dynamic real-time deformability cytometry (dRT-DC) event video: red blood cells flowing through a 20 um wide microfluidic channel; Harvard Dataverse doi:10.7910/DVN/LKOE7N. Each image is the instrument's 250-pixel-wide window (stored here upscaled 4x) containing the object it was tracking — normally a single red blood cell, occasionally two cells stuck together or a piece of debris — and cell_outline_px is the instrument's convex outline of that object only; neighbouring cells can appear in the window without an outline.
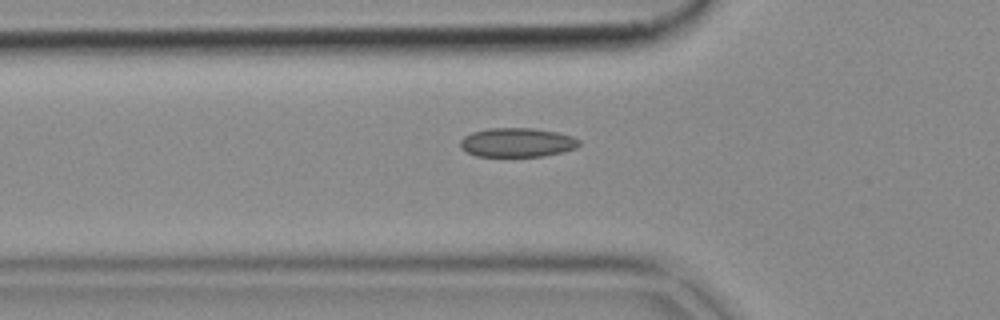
{"species": "common noctule bat (a hibernating species)", "species_latin": "Nyctalus noctula", "temperature_condition": "cold", "stored_images_in_passage": 40, "camera_frame_rate_fps": 3000, "um_per_image_px": 0.085, "animal": {"sex": "female", "body_mass_g": 18.4}, "frame": {"image": 1, "passage_image": 5, "time_ms": 1.333, "image_size_px": [1000, 320], "cell_outline_px": [[580, 144], [576, 148], [564, 152], [544, 156], [476, 156], [460, 148], [460, 140], [464, 136], [472, 132], [488, 128], [532, 128], [556, 132], [572, 136], [580, 140]], "centroid_in_image_um": [43.96, 12.11], "position_along_channel_um": 81.8, "area_um2": 20.23}}
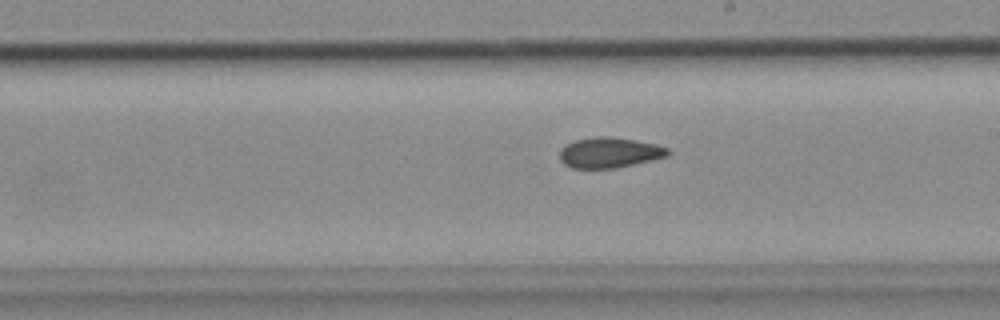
{"frame": {"image": 2, "passage_image": 17, "time_ms": 5.333, "image_size_px": [1000, 320], "cell_outline_px": [[672, 152], [668, 156], [652, 160], [616, 168], [572, 168], [564, 164], [560, 160], [560, 148], [564, 144], [576, 140], [600, 136], [608, 136], [636, 140], [656, 144], [668, 148]], "centroid_in_image_um": [51.81, 12.97], "position_along_channel_um": 237.2, "area_um2": 19.31}}
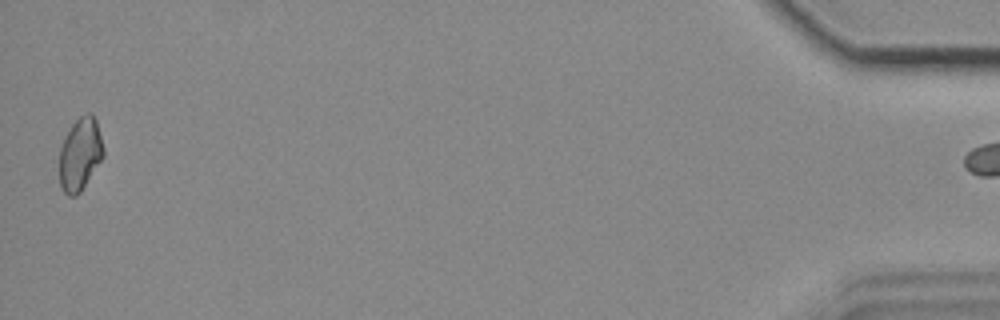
{"frame": {"image": 3, "passage_image": 39, "time_ms": 12.667, "image_size_px": [1000, 320], "cell_outline_px": [[104, 156], [80, 192], [76, 196], [68, 196], [64, 192], [60, 184], [60, 148], [64, 136], [72, 124], [80, 116], [88, 112], [92, 112], [96, 120], [104, 148]], "centroid_in_image_um": [6.81, 13.09], "position_along_channel_um": 428.4, "area_um2": 18.67}}